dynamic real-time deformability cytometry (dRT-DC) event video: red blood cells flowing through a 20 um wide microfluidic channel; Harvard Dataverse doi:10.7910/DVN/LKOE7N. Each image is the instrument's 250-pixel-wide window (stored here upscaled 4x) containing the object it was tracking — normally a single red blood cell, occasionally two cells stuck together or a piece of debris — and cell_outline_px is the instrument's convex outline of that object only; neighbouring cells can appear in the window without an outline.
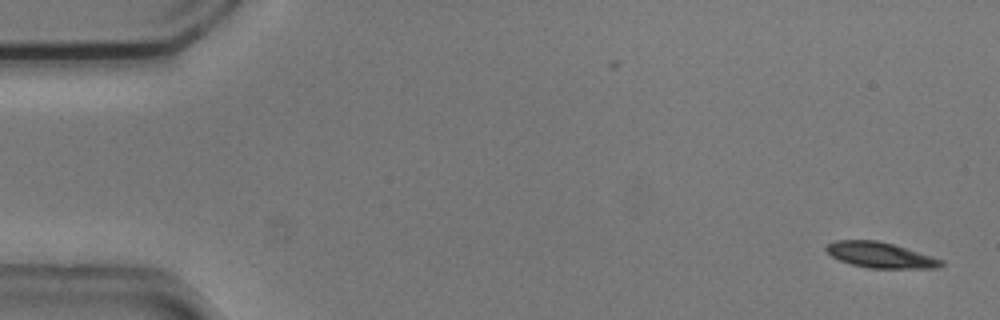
{"species": "common noctule bat (a hibernating species)", "species_latin": "Nyctalus noctula", "temperature_condition": "cold", "stored_images_in_passage": 17, "camera_frame_rate_fps": 3000, "um_per_image_px": 0.085, "animal": {"sex": "male", "body_mass_g": 20.5, "forearm_length_mm": 52.5}, "frame": {"image": 1, "passage_image": 1, "time_ms": 0.0, "image_size_px": [1000, 320], "cell_outline_px": [[944, 264], [936, 268], [868, 268], [852, 264], [840, 260], [832, 256], [824, 248], [828, 244], [836, 240], [876, 240], [892, 244], [944, 260]], "centroid_in_image_um": [74.82, 21.68], "position_along_channel_um": 10.2, "area_um2": 16.88}}
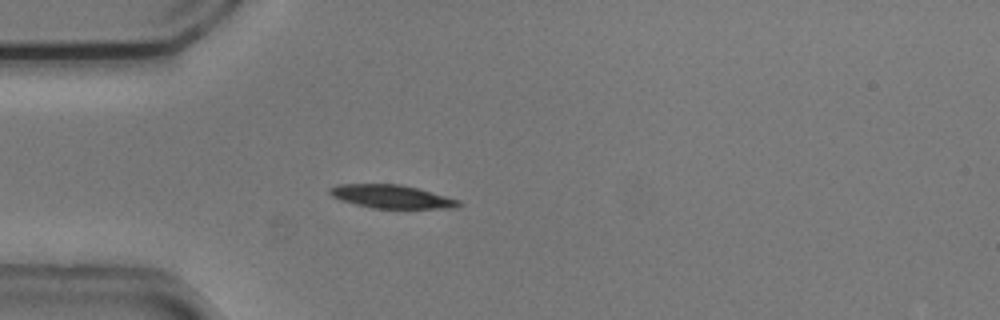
{"frame": {"image": 2, "passage_image": 14, "time_ms": 4.333, "image_size_px": [1000, 320], "cell_outline_px": [[464, 204], [456, 208], [372, 208], [340, 200], [332, 196], [328, 192], [328, 188], [336, 184], [400, 184], [416, 188], [460, 200]], "centroid_in_image_um": [33.26, 16.71], "position_along_channel_um": 51.7, "area_um2": 17.51}}